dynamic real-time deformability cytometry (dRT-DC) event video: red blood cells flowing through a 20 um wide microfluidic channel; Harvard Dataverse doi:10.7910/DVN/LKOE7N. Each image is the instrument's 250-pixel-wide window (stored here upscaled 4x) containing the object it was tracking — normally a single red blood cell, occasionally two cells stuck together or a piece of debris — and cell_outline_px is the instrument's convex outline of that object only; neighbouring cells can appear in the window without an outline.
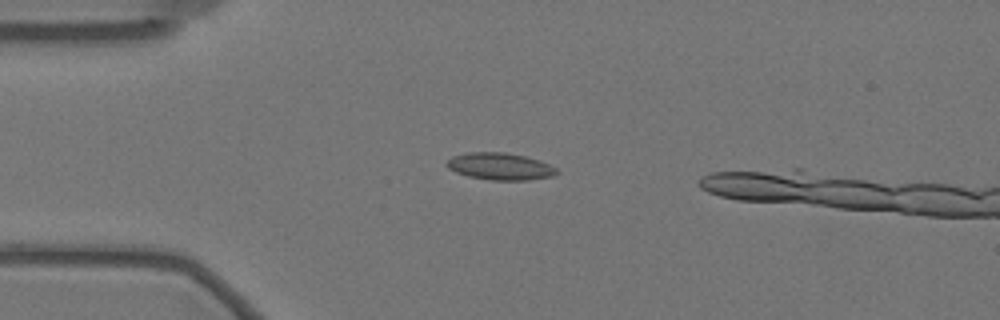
{"species": "Egyptian fruit bat (a non-hibernating species)", "species_latin": "Rousettus aegyptiacus", "temperature_condition": "warm", "stored_images_in_passage": 40, "camera_frame_rate_fps": 3000, "um_per_image_px": 0.085, "animal": {"sex": "female"}, "frame": {"image": 1, "passage_image": 4, "time_ms": 1.0, "image_size_px": [1000, 320], "cell_outline_px": [[560, 172], [552, 176], [528, 180], [492, 180], [468, 176], [456, 172], [448, 168], [444, 164], [452, 156], [468, 152], [504, 152], [524, 156], [540, 160], [556, 168]], "centroid_in_image_um": [42.49, 14.14], "position_along_channel_um": 42.5, "area_um2": 17.34}}
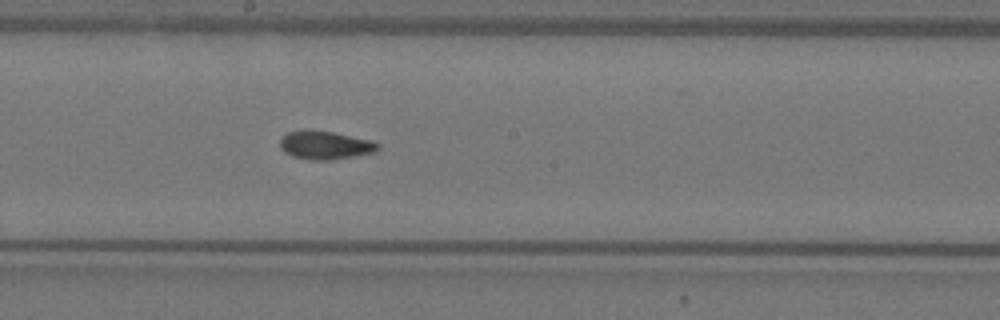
{"frame": {"image": 2, "passage_image": 21, "time_ms": 6.667, "image_size_px": [1000, 320], "cell_outline_px": [[380, 148], [376, 152], [356, 156], [328, 160], [312, 160], [292, 156], [284, 152], [280, 148], [280, 140], [288, 132], [332, 132], [372, 140], [380, 144]], "centroid_in_image_um": [27.7, 12.38], "position_along_channel_um": 220.5, "area_um2": 15.78}}
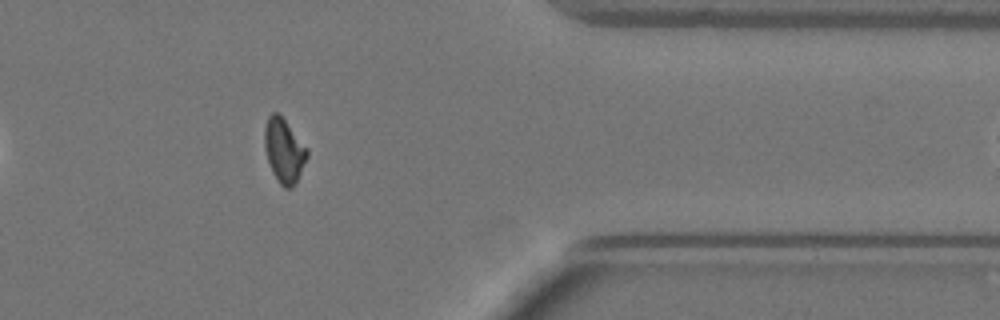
{"frame": {"image": 3, "passage_image": 37, "time_ms": 12.0, "image_size_px": [1000, 320], "cell_outline_px": [[308, 156], [296, 184], [292, 188], [284, 188], [276, 180], [272, 172], [264, 148], [264, 128], [268, 116], [272, 112], [276, 112], [284, 120], [308, 148]], "centroid_in_image_um": [24.14, 12.83], "position_along_channel_um": 387.3, "area_um2": 15.95}}